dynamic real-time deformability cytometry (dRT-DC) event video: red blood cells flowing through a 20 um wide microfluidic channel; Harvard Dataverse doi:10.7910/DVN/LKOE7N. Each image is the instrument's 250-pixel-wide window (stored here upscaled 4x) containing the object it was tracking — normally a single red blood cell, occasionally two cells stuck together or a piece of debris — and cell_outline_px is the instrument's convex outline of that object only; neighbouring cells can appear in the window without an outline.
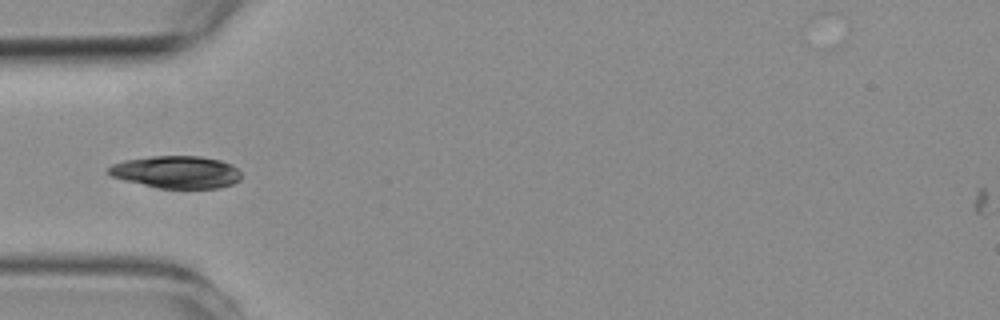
{"species": "common noctule bat (a hibernating species)", "species_latin": "Nyctalus noctula", "temperature_condition": "room temperature", "stored_images_in_passage": 6, "camera_frame_rate_fps": 3000, "um_per_image_px": 0.085, "animal": {"sex": "female", "body_mass_g": 19.3, "forearm_length_mm": 54.1}, "frame": {"image": 1, "passage_image": 5, "time_ms": 4.667, "image_size_px": [1000, 320], "cell_outline_px": [[240, 180], [232, 184], [220, 188], [156, 188], [124, 180], [112, 176], [104, 172], [112, 164], [124, 160], [152, 156], [200, 156], [220, 160], [232, 164], [240, 172]], "centroid_in_image_um": [14.98, 14.62], "position_along_channel_um": 70.0, "area_um2": 25.2}}
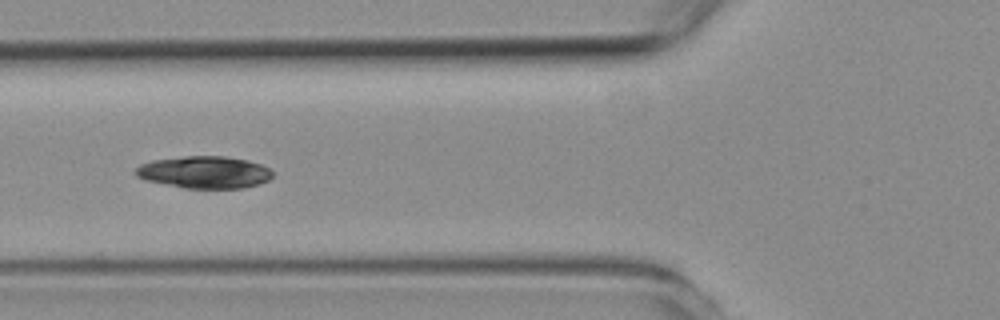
{"frame": {"image": 2, "passage_image": 6, "time_ms": 5.667, "image_size_px": [1000, 320], "cell_outline_px": [[272, 176], [268, 180], [260, 184], [244, 188], [184, 188], [144, 180], [136, 176], [132, 172], [140, 164], [152, 160], [184, 156], [224, 156], [248, 160], [260, 164], [268, 168], [272, 172]], "centroid_in_image_um": [17.34, 14.64], "position_along_channel_um": 108.5, "area_um2": 25.84}}